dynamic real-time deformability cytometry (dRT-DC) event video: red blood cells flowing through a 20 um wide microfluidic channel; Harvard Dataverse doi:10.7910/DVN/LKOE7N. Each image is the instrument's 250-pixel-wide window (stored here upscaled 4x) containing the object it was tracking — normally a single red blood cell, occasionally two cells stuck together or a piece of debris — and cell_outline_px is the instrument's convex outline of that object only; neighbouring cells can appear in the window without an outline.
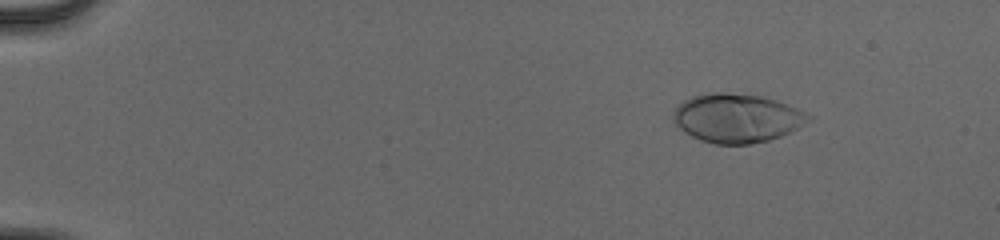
{"species": "human", "species_latin": "Homo sapiens", "temperature_condition": "cold", "stored_images_in_passage": 48, "camera_frame_rate_fps": 3000, "um_per_image_px": 0.085, "donor": {"sex": "male"}, "frame": {"image": 1, "passage_image": 2, "time_ms": 0.333, "image_size_px": [1000, 240], "cell_outline_px": [[812, 120], [780, 136], [768, 140], [748, 144], [716, 144], [700, 140], [684, 132], [672, 120], [672, 112], [684, 100], [692, 96], [712, 92], [728, 92], [760, 96], [796, 108], [812, 116]], "centroid_in_image_um": [62.59, 10.04], "position_along_channel_um": 22.4, "area_um2": 38.15}}
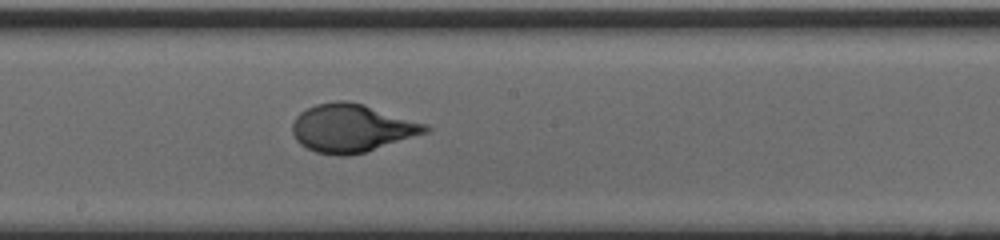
{"frame": {"image": 2, "passage_image": 26, "time_ms": 8.333, "image_size_px": [1000, 240], "cell_outline_px": [[432, 128], [428, 132], [364, 152], [348, 156], [336, 156], [316, 152], [300, 144], [296, 140], [292, 132], [292, 124], [296, 116], [300, 112], [316, 104], [336, 100], [348, 100], [364, 104], [428, 124]], "centroid_in_image_um": [29.9, 10.88], "position_along_channel_um": 218.3, "area_um2": 37.34}}
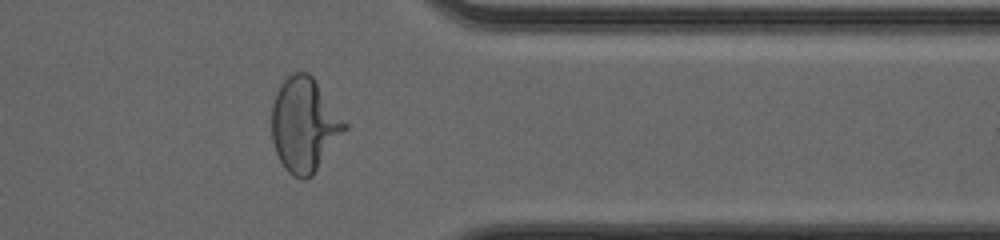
{"frame": {"image": 3, "passage_image": 39, "time_ms": 12.667, "image_size_px": [1000, 240], "cell_outline_px": [[348, 128], [312, 176], [304, 180], [300, 180], [292, 176], [284, 168], [276, 152], [272, 140], [272, 104], [276, 92], [280, 84], [292, 72], [308, 72], [312, 76], [348, 124]], "centroid_in_image_um": [25.87, 10.62], "position_along_channel_um": 385.5, "area_um2": 40.11}}